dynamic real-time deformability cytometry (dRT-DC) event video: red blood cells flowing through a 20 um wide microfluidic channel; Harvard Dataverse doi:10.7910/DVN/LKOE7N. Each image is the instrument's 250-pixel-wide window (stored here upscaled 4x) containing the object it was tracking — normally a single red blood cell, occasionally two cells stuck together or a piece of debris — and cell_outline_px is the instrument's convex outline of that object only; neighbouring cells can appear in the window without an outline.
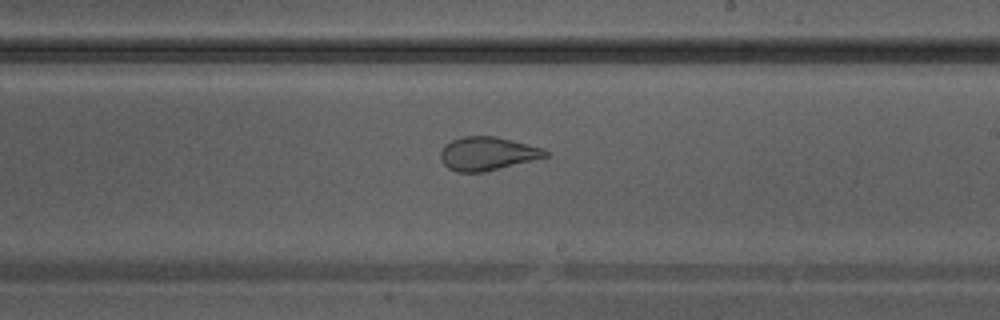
{"species": "Egyptian fruit bat (a non-hibernating species)", "species_latin": "Rousettus aegyptiacus", "temperature_condition": "warm", "stored_images_in_passage": 28, "camera_frame_rate_fps": 3000, "um_per_image_px": 0.085, "animal": {"sex": "male"}, "frame": {"image": 1, "passage_image": 13, "time_ms": 4.0, "image_size_px": [1000, 320], "cell_outline_px": [[548, 156], [484, 172], [456, 172], [448, 168], [440, 160], [440, 152], [444, 144], [460, 136], [496, 136], [544, 148], [548, 152]], "centroid_in_image_um": [41.39, 13.05], "position_along_channel_um": 247.6, "area_um2": 20.52}}